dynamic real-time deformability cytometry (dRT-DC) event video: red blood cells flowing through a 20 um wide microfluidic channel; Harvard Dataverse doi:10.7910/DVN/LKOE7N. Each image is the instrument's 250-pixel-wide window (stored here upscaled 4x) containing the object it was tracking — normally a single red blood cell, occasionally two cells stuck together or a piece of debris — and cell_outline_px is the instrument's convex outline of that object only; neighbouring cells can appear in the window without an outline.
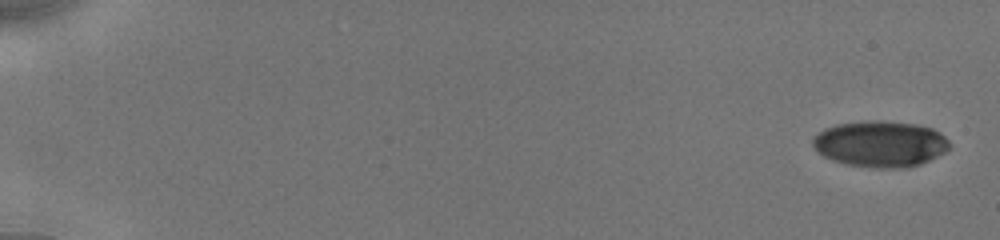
{"species": "human", "species_latin": "Homo sapiens", "temperature_condition": "cold", "stored_images_in_passage": 20, "camera_frame_rate_fps": 3000, "um_per_image_px": 0.085, "donor": {"sex": "male"}, "frame": {"image": 1, "passage_image": 1, "time_ms": 0.0, "image_size_px": [1000, 240], "cell_outline_px": [[948, 148], [944, 152], [920, 164], [908, 168], [872, 168], [844, 164], [832, 160], [816, 152], [812, 144], [812, 140], [824, 128], [836, 124], [872, 120], [880, 120], [916, 124], [932, 128], [940, 132], [948, 140]], "centroid_in_image_um": [74.8, 12.24], "position_along_channel_um": 10.2, "area_um2": 36.88}}
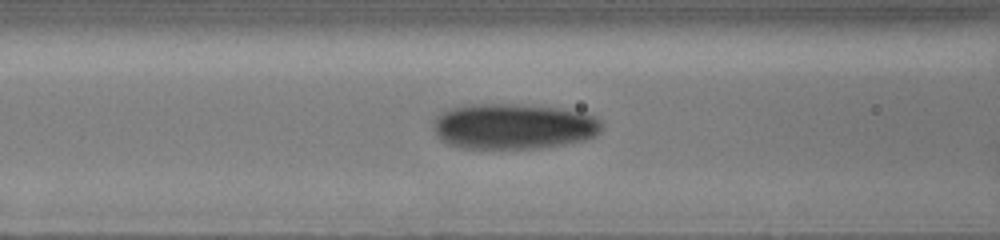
{"frame": {"image": 2, "passage_image": 15, "time_ms": 7.667, "image_size_px": [1000, 240], "cell_outline_px": [[604, 124], [600, 132], [596, 136], [584, 140], [564, 144], [540, 148], [460, 148], [448, 144], [440, 140], [436, 136], [432, 128], [432, 120], [436, 116], [448, 108], [468, 104], [516, 104], [560, 108], [592, 116], [600, 120]], "centroid_in_image_um": [43.58, 10.74], "position_along_channel_um": 123.0, "area_um2": 45.14}}
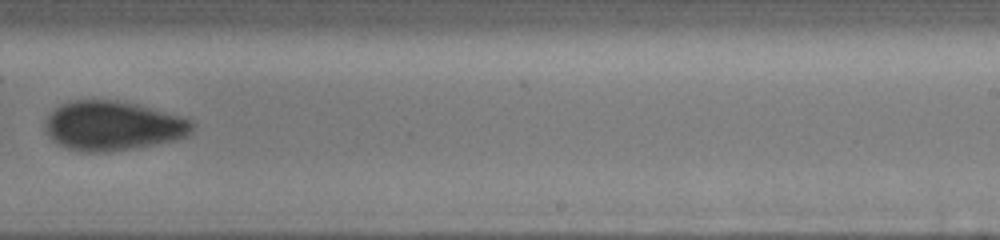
{"frame": {"image": 3, "passage_image": 20, "time_ms": 11.667, "image_size_px": [1000, 240], "cell_outline_px": [[196, 124], [192, 132], [188, 136], [172, 140], [136, 148], [108, 152], [84, 152], [64, 148], [56, 144], [48, 136], [44, 128], [44, 120], [60, 104], [72, 100], [116, 100], [136, 104], [152, 108], [180, 116], [192, 120]], "centroid_in_image_um": [9.57, 10.7], "position_along_channel_um": 279.4, "area_um2": 42.71}}